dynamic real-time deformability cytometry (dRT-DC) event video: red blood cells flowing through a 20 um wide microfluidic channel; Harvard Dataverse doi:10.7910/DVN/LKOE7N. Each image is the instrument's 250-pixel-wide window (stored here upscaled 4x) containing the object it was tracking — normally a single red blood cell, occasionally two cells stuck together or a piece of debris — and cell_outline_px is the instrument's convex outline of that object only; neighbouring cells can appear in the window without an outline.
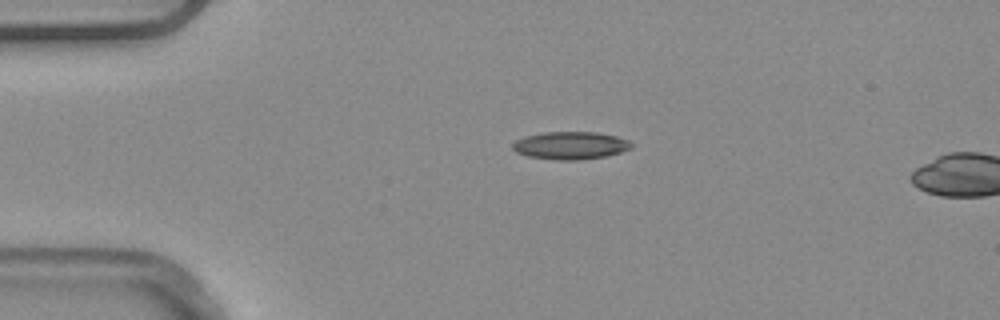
{"species": "common noctule bat (a hibernating species)", "species_latin": "Nyctalus noctula", "temperature_condition": "warm", "stored_images_in_passage": 2, "camera_frame_rate_fps": 3000, "um_per_image_px": 0.085, "animal": {"sex": "male", "body_mass_g": 20.4}, "frame": {"image": 1, "passage_image": 1, "time_ms": 0.0, "image_size_px": [1000, 320], "cell_outline_px": [[632, 148], [620, 152], [604, 156], [580, 160], [556, 160], [528, 156], [516, 152], [512, 148], [512, 144], [516, 140], [524, 136], [544, 132], [596, 132], [616, 136], [628, 140], [632, 144]], "centroid_in_image_um": [48.47, 12.36], "position_along_channel_um": 36.5, "area_um2": 19.13}}